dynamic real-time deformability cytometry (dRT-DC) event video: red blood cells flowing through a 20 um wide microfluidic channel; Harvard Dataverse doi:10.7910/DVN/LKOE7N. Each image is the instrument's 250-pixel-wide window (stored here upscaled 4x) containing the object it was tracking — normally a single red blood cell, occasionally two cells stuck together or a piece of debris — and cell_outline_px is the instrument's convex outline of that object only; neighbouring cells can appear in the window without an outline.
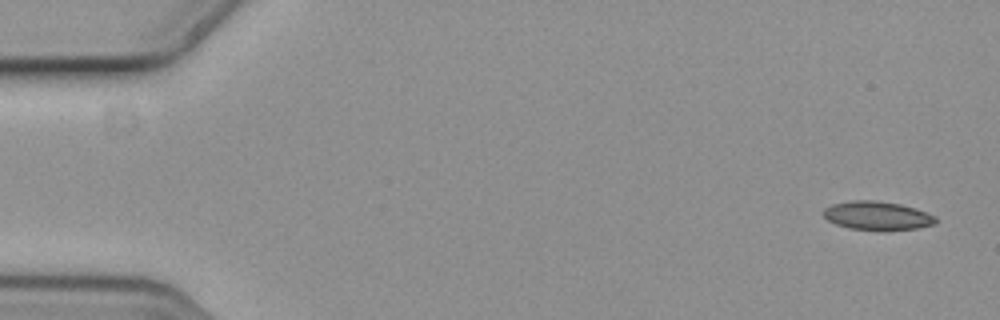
{"species": "common noctule bat (a hibernating species)", "species_latin": "Nyctalus noctula", "temperature_condition": "cold", "stored_images_in_passage": 6, "camera_frame_rate_fps": 3000, "um_per_image_px": 0.085, "animal": {"sex": "female", "body_mass_g": 19.3, "forearm_length_mm": 54.1}, "frame": {"image": 1, "passage_image": 1, "time_ms": 0.0, "image_size_px": [1000, 320], "cell_outline_px": [[936, 224], [916, 228], [888, 232], [880, 232], [848, 228], [836, 224], [828, 220], [824, 216], [824, 208], [832, 204], [852, 200], [872, 200], [900, 204], [936, 216]], "centroid_in_image_um": [74.56, 18.37], "position_along_channel_um": 10.4, "area_um2": 19.02}}
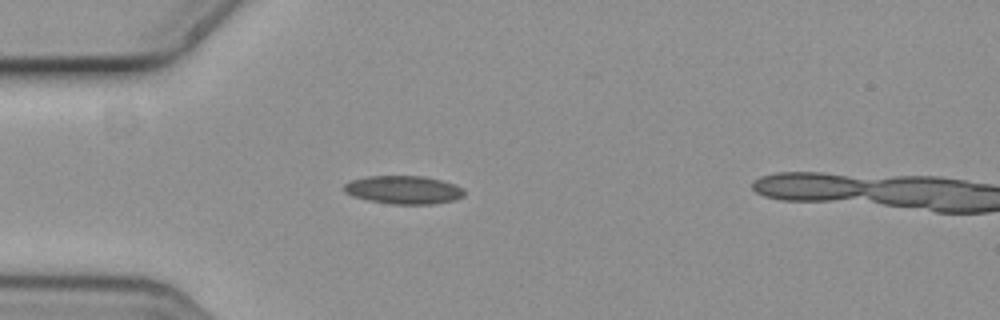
{"frame": {"image": 2, "passage_image": 5, "time_ms": 1.333, "image_size_px": [1000, 320], "cell_outline_px": [[464, 196], [456, 200], [436, 204], [388, 204], [368, 200], [352, 196], [344, 192], [344, 184], [352, 180], [368, 176], [424, 176], [456, 184], [464, 188]], "centroid_in_image_um": [34.34, 16.14], "position_along_channel_um": 50.7, "area_um2": 20.0}}